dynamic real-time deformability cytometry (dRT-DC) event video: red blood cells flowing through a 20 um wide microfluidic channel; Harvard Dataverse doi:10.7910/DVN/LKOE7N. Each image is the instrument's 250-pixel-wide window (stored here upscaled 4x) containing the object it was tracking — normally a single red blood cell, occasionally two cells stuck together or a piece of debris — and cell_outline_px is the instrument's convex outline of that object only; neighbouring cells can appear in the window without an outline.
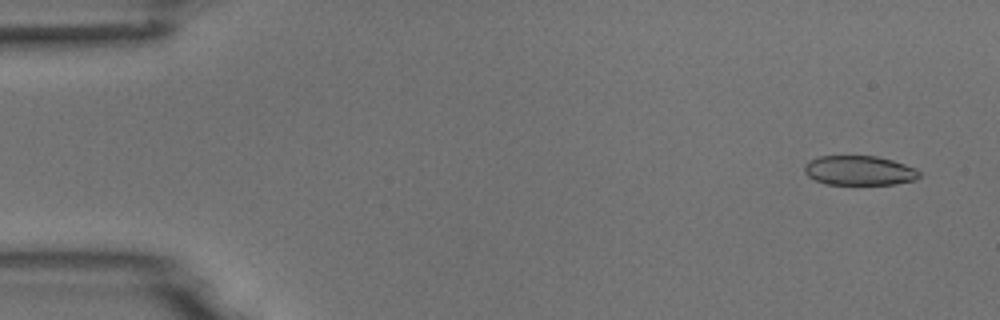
{"species": "common noctule bat (a hibernating species)", "species_latin": "Nyctalus noctula", "temperature_condition": "room temperature", "stored_images_in_passage": 7, "camera_frame_rate_fps": 3000, "um_per_image_px": 0.085, "animal": {"sex": "male", "body_mass_g": 18.8}, "frame": {"image": 1, "passage_image": 1, "time_ms": 0.0, "image_size_px": [1000, 320], "cell_outline_px": [[920, 176], [916, 180], [896, 184], [824, 184], [808, 176], [804, 172], [804, 164], [808, 160], [820, 156], [876, 156], [892, 160], [916, 168], [920, 172]], "centroid_in_image_um": [73.03, 14.49], "position_along_channel_um": 12.0, "area_um2": 19.88}}
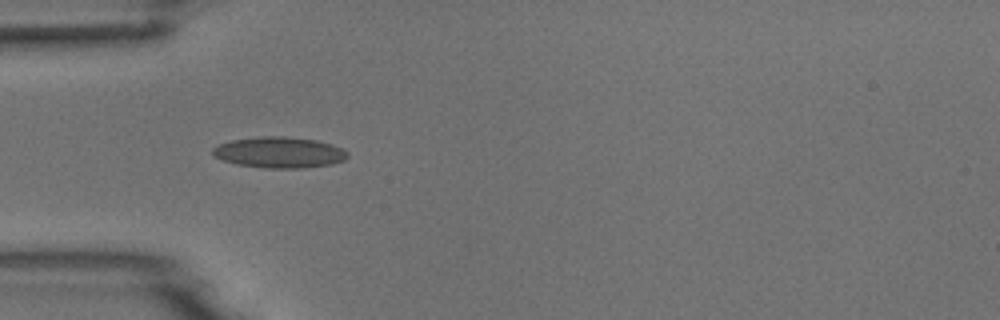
{"frame": {"image": 2, "passage_image": 4, "time_ms": 4.333, "image_size_px": [1000, 320], "cell_outline_px": [[348, 156], [344, 160], [332, 164], [304, 168], [264, 168], [236, 164], [212, 156], [212, 148], [220, 144], [232, 140], [260, 136], [280, 136], [316, 140], [332, 144], [348, 152]], "centroid_in_image_um": [23.73, 12.96], "position_along_channel_um": 61.3, "area_um2": 24.33}}